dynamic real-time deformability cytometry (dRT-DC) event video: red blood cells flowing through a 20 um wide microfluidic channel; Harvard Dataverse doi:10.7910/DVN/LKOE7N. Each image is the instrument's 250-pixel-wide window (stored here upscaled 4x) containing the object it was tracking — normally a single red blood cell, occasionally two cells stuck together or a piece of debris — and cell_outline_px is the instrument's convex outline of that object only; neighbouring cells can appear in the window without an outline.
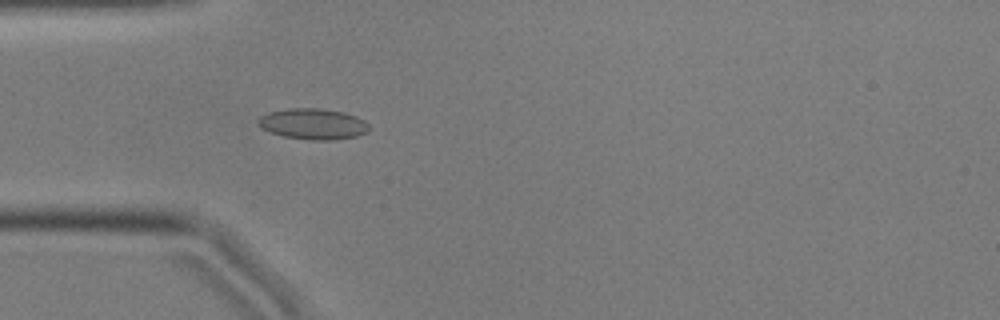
{"species": "common noctule bat (a hibernating species)", "species_latin": "Nyctalus noctula", "temperature_condition": "cold", "stored_images_in_passage": 55, "camera_frame_rate_fps": 3000, "um_per_image_px": 0.085, "animal": {"sex": "male", "body_mass_g": 17.9, "forearm_length_mm": 54.2}, "frame": {"image": 1, "passage_image": 16, "time_ms": 5.0, "image_size_px": [1000, 320], "cell_outline_px": [[368, 132], [356, 136], [332, 140], [312, 140], [284, 136], [272, 132], [264, 128], [256, 120], [260, 116], [268, 112], [288, 108], [320, 108], [344, 112], [356, 116], [364, 120], [368, 124]], "centroid_in_image_um": [26.63, 10.52], "position_along_channel_um": 58.4, "area_um2": 19.83}}
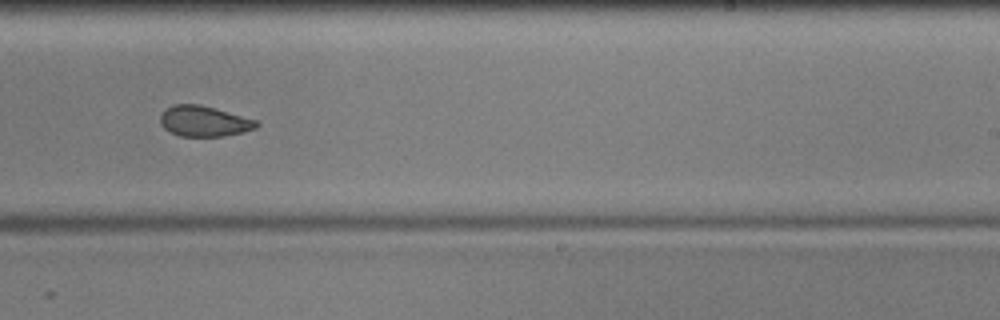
{"frame": {"image": 2, "passage_image": 34, "time_ms": 11.0, "image_size_px": [1000, 320], "cell_outline_px": [[260, 124], [256, 128], [244, 132], [224, 136], [180, 136], [164, 128], [160, 124], [160, 116], [172, 104], [200, 104], [256, 120]], "centroid_in_image_um": [17.35, 10.3], "position_along_channel_um": 271.6, "area_um2": 16.99}}
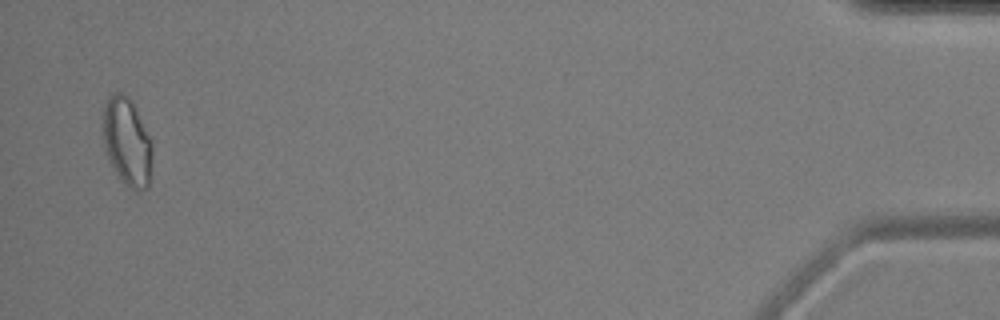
{"frame": {"image": 3, "passage_image": 54, "time_ms": 17.667, "image_size_px": [1000, 320], "cell_outline_px": [[152, 152], [148, 188], [136, 192], [128, 188], [120, 180], [112, 168], [104, 148], [100, 132], [100, 124], [104, 100], [112, 92], [120, 92], [128, 96], [132, 100], [152, 140]], "centroid_in_image_um": [10.74, 12.01], "position_along_channel_um": 424.5, "area_um2": 26.53}, "authors_computed_cell_mechanics": {"area_um2": 19.4786, "velocity_mm_per_s": 3.5893, "shape_relaxation_time_tau1_ms": null, "shape_relaxation_time_tau2_ms": 2.0458, "deformation_change_tau1": null, "deformation_change_tau2": 0.0577}}